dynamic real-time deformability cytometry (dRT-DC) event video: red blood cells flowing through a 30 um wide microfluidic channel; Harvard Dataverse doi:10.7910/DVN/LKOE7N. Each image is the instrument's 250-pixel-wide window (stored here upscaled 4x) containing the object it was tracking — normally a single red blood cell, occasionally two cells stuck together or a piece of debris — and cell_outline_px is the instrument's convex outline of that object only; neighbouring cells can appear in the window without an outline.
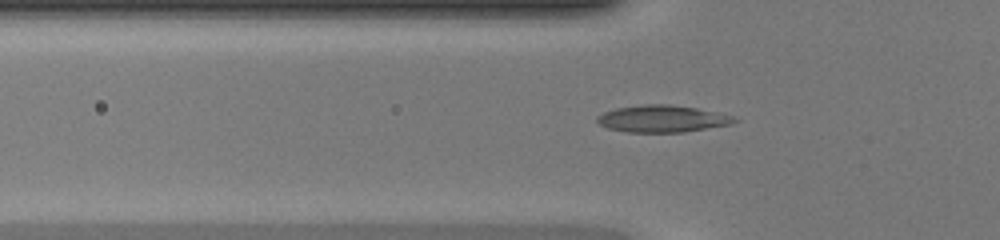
{"species": "common noctule bat (a hibernating species)", "species_latin": "Nyctalus noctula", "temperature_condition": "warm", "stored_images_in_passage": 45, "camera_frame_rate_fps": 3000, "um_per_image_px": 0.085, "animal": {"sex": "female", "body_mass_g": 20.0, "forearm_length_mm": 54.0}, "frame": {"image": 1, "passage_image": 17, "time_ms": 5.333, "image_size_px": [1000, 240], "cell_outline_px": [[740, 120], [732, 124], [684, 132], [628, 132], [608, 128], [600, 124], [596, 120], [596, 116], [604, 112], [616, 108], [644, 104], [668, 104], [696, 108], [716, 112], [732, 116]], "centroid_in_image_um": [56.29, 10.09], "position_along_channel_um": 69.5, "area_um2": 21.5}}
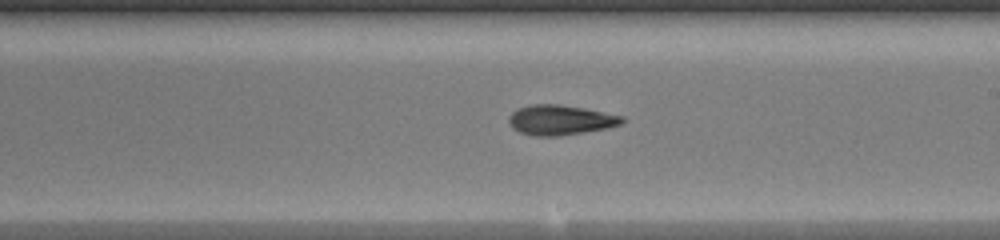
{"frame": {"image": 2, "passage_image": 29, "time_ms": 9.333, "image_size_px": [1000, 240], "cell_outline_px": [[624, 120], [620, 124], [608, 128], [560, 136], [536, 136], [520, 132], [512, 128], [508, 120], [508, 116], [512, 112], [520, 108], [532, 104], [560, 104], [584, 108], [624, 116]], "centroid_in_image_um": [47.63, 10.2], "position_along_channel_um": 241.4, "area_um2": 19.77}}
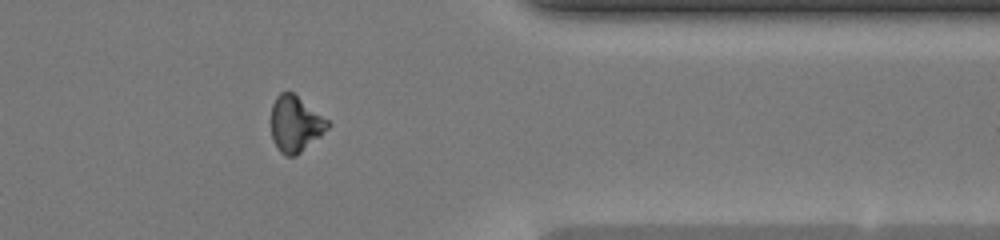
{"frame": {"image": 3, "passage_image": 40, "time_ms": 13.0, "image_size_px": [1000, 240], "cell_outline_px": [[332, 124], [320, 136], [296, 156], [284, 156], [276, 148], [272, 140], [272, 104], [276, 96], [280, 92], [292, 92], [328, 120]], "centroid_in_image_um": [25.09, 10.56], "position_along_channel_um": 386.3, "area_um2": 18.38}, "authors_computed_cell_mechanics": {"area_um2": 19.7098, "velocity_mm_per_s": 4.3047, "shape_relaxation_time_tau1_ms": 4.9355, "shape_relaxation_time_tau2_ms": 3.2629, "deformation_change_tau1": 0.1902, "deformation_change_tau2": 0.1064}}